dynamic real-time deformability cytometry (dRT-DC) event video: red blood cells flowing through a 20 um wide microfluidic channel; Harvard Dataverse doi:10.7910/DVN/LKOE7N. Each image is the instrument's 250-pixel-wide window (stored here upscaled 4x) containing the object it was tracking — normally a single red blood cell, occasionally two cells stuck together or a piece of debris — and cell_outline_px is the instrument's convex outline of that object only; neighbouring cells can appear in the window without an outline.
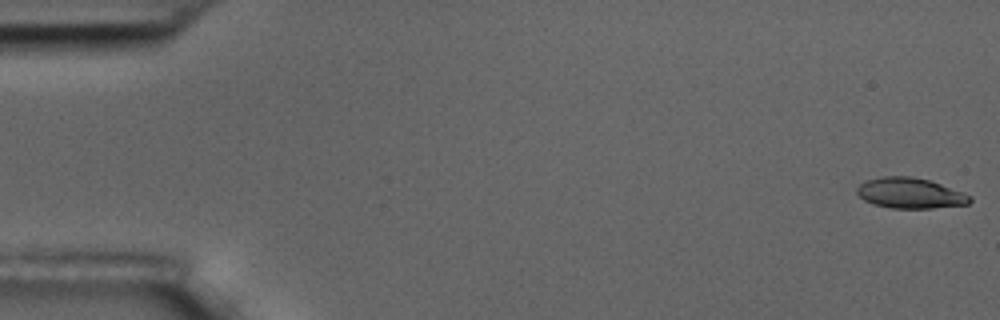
{"species": "common noctule bat (a hibernating species)", "species_latin": "Nyctalus noctula", "temperature_condition": "room temperature", "stored_images_in_passage": 17, "camera_frame_rate_fps": 3000, "um_per_image_px": 0.085, "animal": {"sex": "male", "body_mass_g": 17.5, "forearm_length_mm": 52.3}, "frame": {"image": 1, "passage_image": 1, "time_ms": 0.0, "image_size_px": [1000, 320], "cell_outline_px": [[972, 200], [968, 204], [932, 208], [892, 208], [872, 204], [864, 200], [856, 192], [856, 188], [860, 184], [868, 180], [880, 176], [908, 176], [928, 180], [964, 192], [972, 196]], "centroid_in_image_um": [77.36, 16.42], "position_along_channel_um": 7.6, "area_um2": 20.06}}